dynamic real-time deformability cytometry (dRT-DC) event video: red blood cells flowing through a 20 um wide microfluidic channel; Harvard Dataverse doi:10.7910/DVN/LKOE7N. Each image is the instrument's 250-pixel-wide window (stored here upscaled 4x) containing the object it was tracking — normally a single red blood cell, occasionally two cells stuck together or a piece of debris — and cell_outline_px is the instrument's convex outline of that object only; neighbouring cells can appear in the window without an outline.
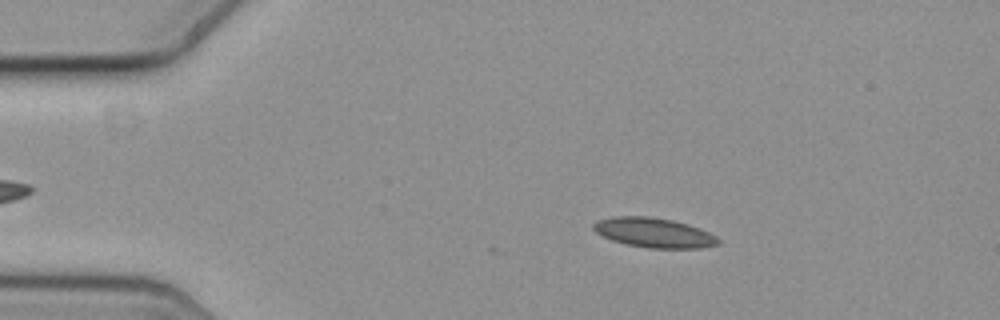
{"species": "common noctule bat (a hibernating species)", "species_latin": "Nyctalus noctula", "temperature_condition": "cold", "stored_images_in_passage": 42, "camera_frame_rate_fps": 3000, "um_per_image_px": 0.085, "animal": {"sex": "female", "body_mass_g": 19.3, "forearm_length_mm": 54.1}, "frame": {"image": 1, "passage_image": 5, "time_ms": 1.333, "image_size_px": [1000, 320], "cell_outline_px": [[720, 244], [700, 248], [648, 248], [628, 244], [612, 240], [596, 232], [592, 228], [592, 224], [596, 220], [612, 216], [652, 216], [672, 220], [688, 224], [700, 228], [716, 236], [720, 240]], "centroid_in_image_um": [55.58, 19.76], "position_along_channel_um": 29.4, "area_um2": 21.68}}
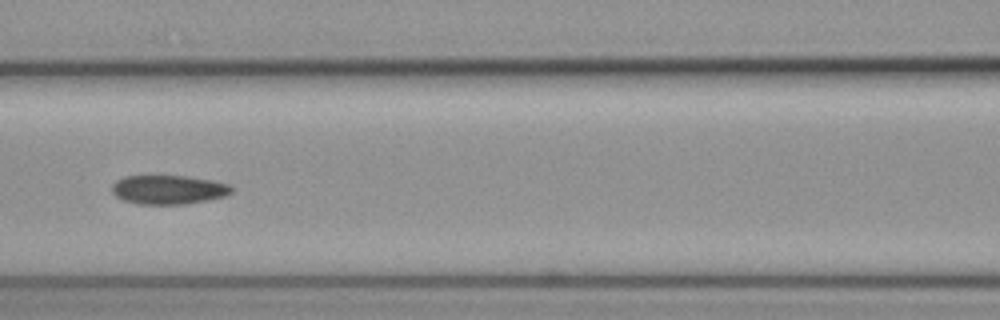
{"frame": {"image": 2, "passage_image": 20, "time_ms": 6.333, "image_size_px": [1000, 320], "cell_outline_px": [[232, 192], [228, 196], [208, 200], [184, 204], [136, 204], [124, 200], [116, 196], [112, 192], [112, 184], [116, 180], [124, 176], [188, 176], [212, 180], [228, 184], [232, 188]], "centroid_in_image_um": [14.33, 16.12], "position_along_channel_um": 152.3, "area_um2": 20.35}}
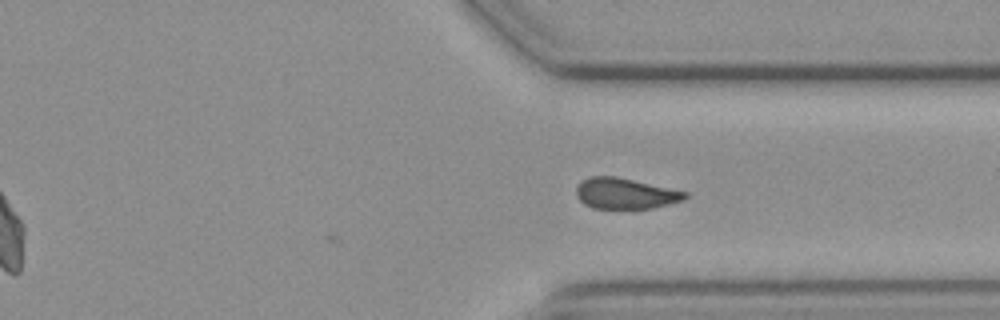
{"frame": {"image": 3, "passage_image": 37, "time_ms": 12.0, "image_size_px": [1000, 320], "cell_outline_px": [[688, 196], [684, 200], [652, 208], [632, 212], [592, 208], [584, 204], [576, 196], [576, 188], [588, 176], [616, 176], [688, 192]], "centroid_in_image_um": [53.15, 16.5], "position_along_channel_um": 358.3, "area_um2": 20.29}, "authors_computed_cell_mechanics": {"area_um2": 20.4034, "velocity_mm_per_s": 3.6415, "shape_relaxation_time_tau1_ms": null, "shape_relaxation_time_tau2_ms": 7.3964, "deformation_change_tau1": null, "deformation_change_tau2": 0.1148}}